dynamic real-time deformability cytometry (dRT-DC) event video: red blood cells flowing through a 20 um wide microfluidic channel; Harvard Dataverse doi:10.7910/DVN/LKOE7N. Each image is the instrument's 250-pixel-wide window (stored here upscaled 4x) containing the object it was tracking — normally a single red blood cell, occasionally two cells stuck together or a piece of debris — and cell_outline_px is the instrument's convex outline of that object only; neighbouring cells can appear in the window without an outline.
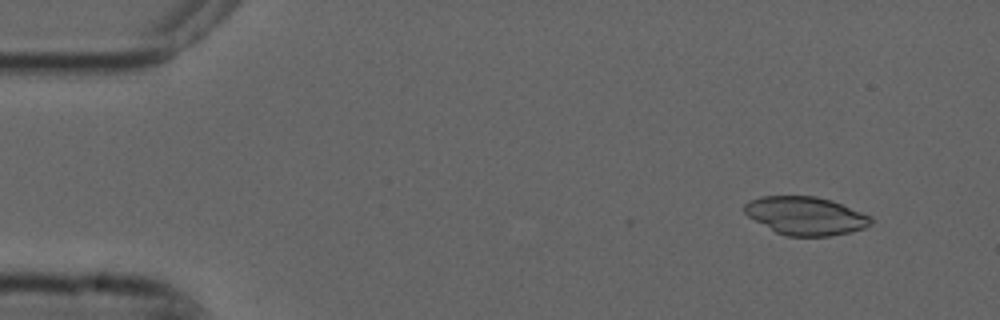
{"species": "common noctule bat (a hibernating species)", "species_latin": "Nyctalus noctula", "temperature_condition": "cold", "stored_images_in_passage": 5, "camera_frame_rate_fps": 3000, "um_per_image_px": 0.085, "animal": {"sex": "male", "forearm_length_mm": 52.5}, "frame": {"image": 1, "passage_image": 2, "time_ms": 0.333, "image_size_px": [1000, 320], "cell_outline_px": [[872, 224], [864, 228], [848, 232], [828, 236], [788, 236], [776, 232], [748, 216], [744, 212], [744, 204], [748, 200], [760, 196], [816, 196], [832, 200], [872, 216]], "centroid_in_image_um": [68.48, 18.33], "position_along_channel_um": 16.5, "area_um2": 28.15}}